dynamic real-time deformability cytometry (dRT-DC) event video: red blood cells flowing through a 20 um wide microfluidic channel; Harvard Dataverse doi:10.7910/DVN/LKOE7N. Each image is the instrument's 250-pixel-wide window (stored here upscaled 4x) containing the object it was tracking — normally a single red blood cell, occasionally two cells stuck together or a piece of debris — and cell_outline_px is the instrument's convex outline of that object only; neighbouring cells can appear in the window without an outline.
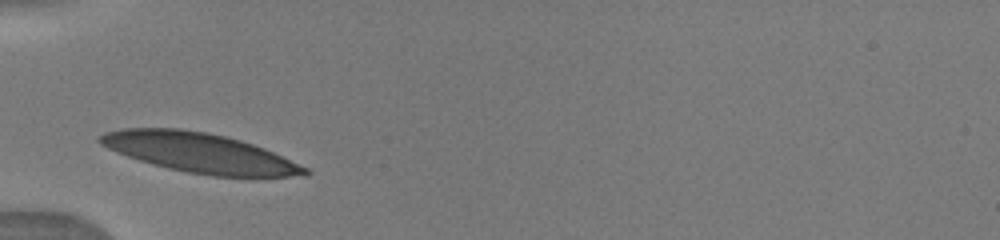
{"species": "human", "species_latin": "Homo sapiens", "temperature_condition": "warm", "stored_images_in_passage": 32, "camera_frame_rate_fps": 3000, "um_per_image_px": 0.085, "donor": {"sex": "male"}, "frame": {"image": 1, "passage_image": 1, "time_ms": 0.0, "image_size_px": [1000, 240], "cell_outline_px": [[312, 172], [288, 176], [212, 176], [188, 172], [168, 168], [140, 160], [128, 156], [108, 148], [100, 144], [96, 140], [96, 136], [104, 132], [124, 128], [180, 128], [208, 132], [240, 140], [264, 148], [308, 168]], "centroid_in_image_um": [16.9, 12.96], "position_along_channel_um": 68.1, "area_um2": 46.76}}
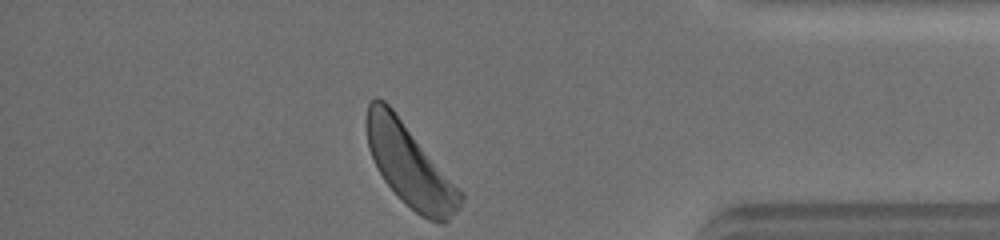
{"frame": {"image": 2, "passage_image": 31, "time_ms": 9.0, "image_size_px": [1000, 240], "cell_outline_px": [[464, 196], [460, 208], [444, 224], [428, 220], [420, 216], [384, 180], [376, 168], [368, 148], [368, 104], [376, 96], [384, 100], [392, 108], [464, 192]], "centroid_in_image_um": [34.88, 14.08], "position_along_channel_um": 400.3, "area_um2": 44.27}}